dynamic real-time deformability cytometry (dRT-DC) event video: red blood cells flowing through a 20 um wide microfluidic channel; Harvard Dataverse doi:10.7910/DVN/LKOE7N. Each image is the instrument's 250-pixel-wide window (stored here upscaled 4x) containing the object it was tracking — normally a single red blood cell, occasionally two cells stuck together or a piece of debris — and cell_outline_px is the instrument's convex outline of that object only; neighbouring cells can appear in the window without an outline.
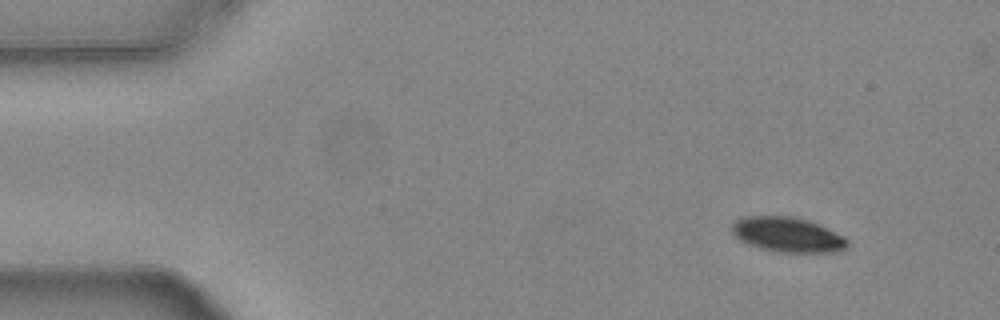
{"species": "common noctule bat (a hibernating species)", "species_latin": "Nyctalus noctula", "temperature_condition": "warm", "stored_images_in_passage": 50, "camera_frame_rate_fps": 3000, "um_per_image_px": 0.085, "animal": {"sex": "female", "body_mass_g": 24.6, "forearm_length_mm": 56.2}, "frame": {"image": 1, "passage_image": 1, "time_ms": 0.0, "image_size_px": [1000, 320], "cell_outline_px": [[848, 244], [844, 248], [836, 252], [780, 252], [760, 248], [748, 244], [740, 240], [732, 232], [732, 224], [736, 220], [744, 216], [792, 216], [808, 220], [820, 224], [844, 236], [848, 240]], "centroid_in_image_um": [66.95, 19.94], "position_along_channel_um": 18.0, "area_um2": 23.47}}
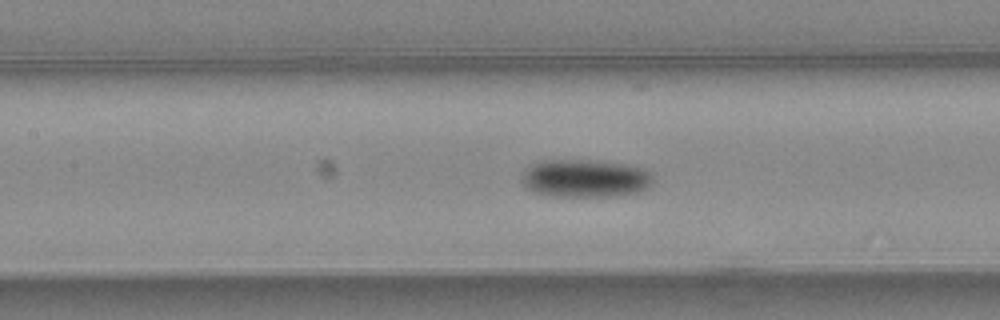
{"frame": {"image": 2, "passage_image": 20, "time_ms": 6.333, "image_size_px": [1000, 320], "cell_outline_px": [[652, 184], [648, 188], [636, 192], [616, 196], [552, 196], [536, 192], [528, 188], [520, 180], [520, 176], [524, 168], [532, 164], [544, 160], [596, 160], [628, 164], [644, 168], [652, 172]], "centroid_in_image_um": [49.74, 15.14], "position_along_channel_um": 157.7, "area_um2": 29.36}}
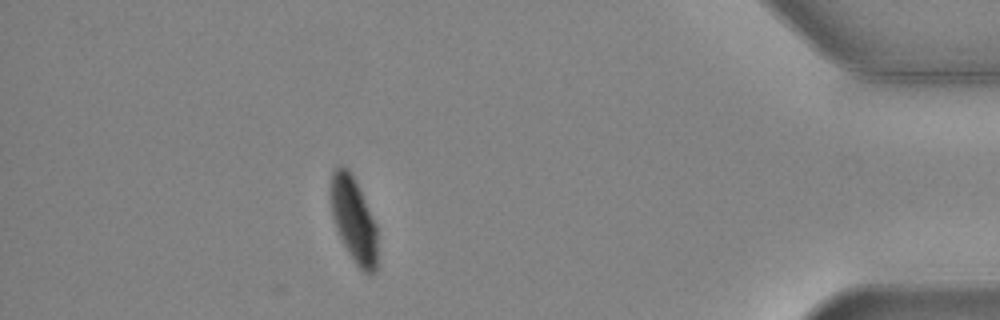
{"frame": {"image": 3, "passage_image": 44, "time_ms": 14.333, "image_size_px": [1000, 320], "cell_outline_px": [[376, 272], [368, 276], [352, 260], [336, 228], [332, 216], [332, 172], [340, 164], [348, 168], [352, 172], [356, 180], [376, 224]], "centroid_in_image_um": [30.08, 18.68], "position_along_channel_um": 405.1, "area_um2": 22.95}, "authors_computed_cell_mechanics": {"area_um2": 27.1949, "velocity_mm_per_s": 3.7308, "shape_relaxation_time_tau1_ms": 3.5076, "shape_relaxation_time_tau2_ms": 3.7063, "deformation_change_tau1": 0.1262, "deformation_change_tau2": 0.0577}}